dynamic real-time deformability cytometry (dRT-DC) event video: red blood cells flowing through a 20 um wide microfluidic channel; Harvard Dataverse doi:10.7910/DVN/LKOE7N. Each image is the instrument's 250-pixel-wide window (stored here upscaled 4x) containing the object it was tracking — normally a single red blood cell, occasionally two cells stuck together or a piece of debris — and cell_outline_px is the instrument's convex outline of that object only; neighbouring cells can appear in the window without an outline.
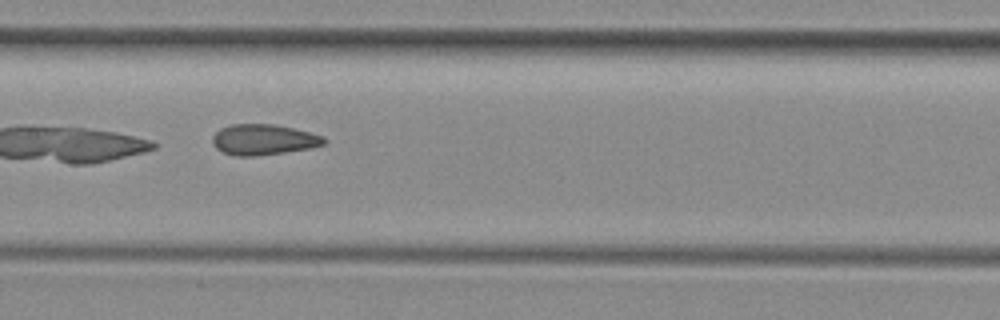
{"species": "common noctule bat (a hibernating species)", "species_latin": "Nyctalus noctula", "temperature_condition": "room temperature", "stored_images_in_passage": 34, "camera_frame_rate_fps": 3000, "um_per_image_px": 0.085, "animal": {"sex": "female", "body_mass_g": 29.2, "forearm_length_mm": 56.3}, "frame": {"image": 1, "passage_image": 10, "time_ms": 3.0, "image_size_px": [1000, 320], "cell_outline_px": [[328, 140], [324, 144], [308, 148], [284, 152], [256, 156], [236, 156], [224, 152], [216, 148], [212, 144], [212, 136], [220, 128], [232, 124], [276, 124], [324, 136]], "centroid_in_image_um": [22.38, 11.86], "position_along_channel_um": 185.0, "area_um2": 19.88}, "authors_computed_cell_mechanics": {"area_um2": 19.9699, "velocity_mm_per_s": 4.0391, "shape_relaxation_time_tau1_ms": null, "shape_relaxation_time_tau2_ms": 1.8773, "deformation_change_tau1": null, "deformation_change_tau2": 0.1011}}